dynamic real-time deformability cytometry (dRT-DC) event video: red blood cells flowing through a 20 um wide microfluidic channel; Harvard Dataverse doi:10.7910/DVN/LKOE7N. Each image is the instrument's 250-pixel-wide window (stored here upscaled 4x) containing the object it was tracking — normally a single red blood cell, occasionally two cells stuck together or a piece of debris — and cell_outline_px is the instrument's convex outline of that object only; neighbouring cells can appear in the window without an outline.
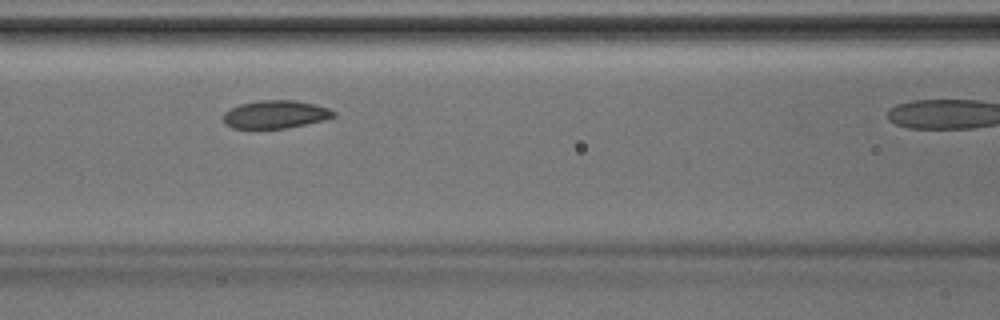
{"species": "Egyptian fruit bat (a non-hibernating species)", "species_latin": "Rousettus aegyptiacus", "temperature_condition": "room temperature", "stored_images_in_passage": 5, "camera_frame_rate_fps": 3000, "um_per_image_px": 0.085, "animal": {"sex": "male"}, "frame": {"image": 1, "passage_image": 4, "time_ms": 1.0, "image_size_px": [1000, 320], "cell_outline_px": [[336, 116], [324, 120], [284, 128], [232, 128], [224, 124], [224, 112], [228, 108], [240, 104], [260, 100], [296, 100], [316, 104], [328, 108], [336, 112]], "centroid_in_image_um": [23.4, 9.71], "position_along_channel_um": 143.2, "area_um2": 18.03}}